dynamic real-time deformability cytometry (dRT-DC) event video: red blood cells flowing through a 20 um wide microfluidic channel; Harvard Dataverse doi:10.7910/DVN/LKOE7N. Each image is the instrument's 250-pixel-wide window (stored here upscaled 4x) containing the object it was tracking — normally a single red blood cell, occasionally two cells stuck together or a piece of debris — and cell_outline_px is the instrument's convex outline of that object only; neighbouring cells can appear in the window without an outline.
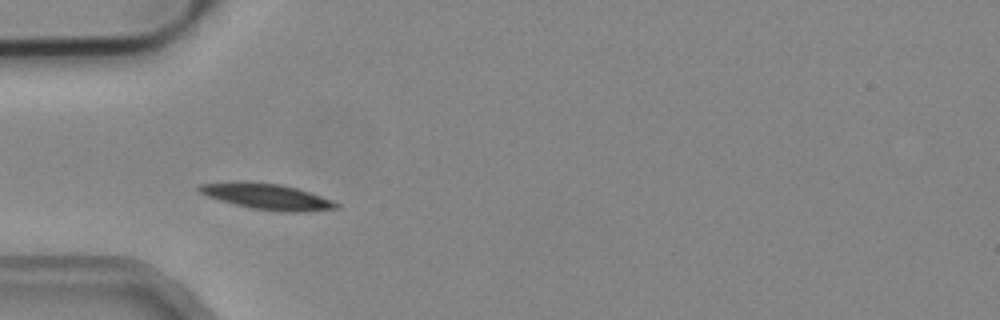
{"species": "common noctule bat (a hibernating species)", "species_latin": "Nyctalus noctula", "temperature_condition": "cold", "stored_images_in_passage": 5, "camera_frame_rate_fps": 3000, "um_per_image_px": 0.085, "animal": {"sex": "male", "body_mass_g": 19.2, "forearm_length_mm": 51.8}, "frame": {"image": 1, "passage_image": 4, "time_ms": 1.0, "image_size_px": [1000, 320], "cell_outline_px": [[340, 204], [336, 208], [304, 212], [292, 212], [252, 208], [220, 200], [208, 196], [200, 192], [196, 188], [200, 184], [240, 180], [244, 180], [280, 184], [296, 188], [332, 200]], "centroid_in_image_um": [22.66, 16.68], "position_along_channel_um": 62.3, "area_um2": 20.46}}